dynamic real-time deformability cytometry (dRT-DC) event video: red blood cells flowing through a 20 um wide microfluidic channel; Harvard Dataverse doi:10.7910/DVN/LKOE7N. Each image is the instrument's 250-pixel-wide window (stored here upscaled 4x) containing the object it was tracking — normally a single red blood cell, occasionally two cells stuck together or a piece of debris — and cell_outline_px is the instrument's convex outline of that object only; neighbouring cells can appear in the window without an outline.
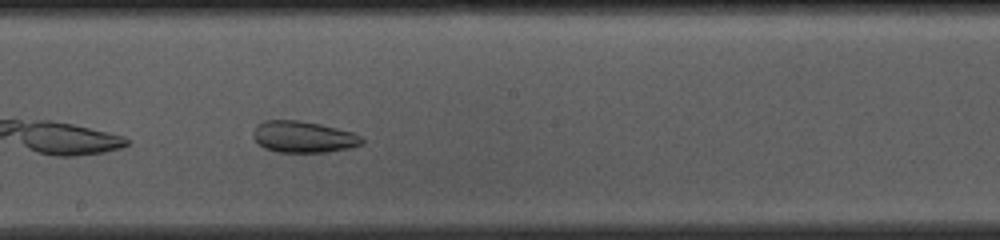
{"species": "common noctule bat (a hibernating species)", "species_latin": "Nyctalus noctula", "temperature_condition": "cold", "stored_images_in_passage": 34, "camera_frame_rate_fps": 3000, "um_per_image_px": 0.085, "animal": {"sex": "female", "body_mass_g": 10.0, "forearm_length_mm": 53.1}, "frame": {"image": 1, "passage_image": 15, "time_ms": 4.667, "image_size_px": [1000, 240], "cell_outline_px": [[364, 144], [348, 148], [328, 152], [276, 152], [264, 148], [252, 136], [252, 132], [256, 124], [264, 120], [296, 120], [320, 124], [352, 132], [360, 136], [364, 140]], "centroid_in_image_um": [25.76, 11.63], "position_along_channel_um": 222.4, "area_um2": 20.0}, "authors_computed_cell_mechanics": {"area_um2": 21.6172, "velocity_mm_per_s": 3.6364, "shape_relaxation_time_tau1_ms": null, "shape_relaxation_time_tau2_ms": 2.2023, "deformation_change_tau1": null, "deformation_change_tau2": 0.0705}}